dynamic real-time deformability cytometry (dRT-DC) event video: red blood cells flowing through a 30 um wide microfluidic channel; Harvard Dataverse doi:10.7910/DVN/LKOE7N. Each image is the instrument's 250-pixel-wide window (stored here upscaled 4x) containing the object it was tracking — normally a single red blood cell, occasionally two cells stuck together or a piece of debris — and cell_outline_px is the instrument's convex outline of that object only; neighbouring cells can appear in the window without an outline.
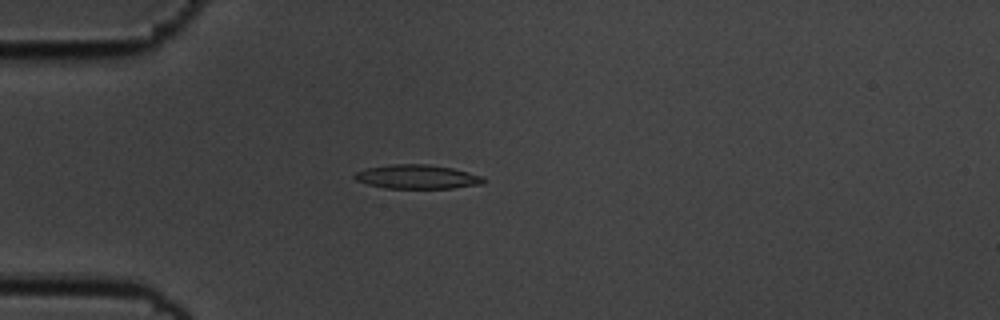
{"species": "common noctule bat (a hibernating species)", "species_latin": "Nyctalus noctula", "temperature_condition": "cold", "stored_images_in_passage": 56, "camera_frame_rate_fps": 3000, "um_per_image_px": 0.085, "animal": {"sex": "male", "body_mass_g": 19.5, "forearm_length_mm": 54.6}, "frame": {"image": 1, "passage_image": 16, "time_ms": 5.0, "image_size_px": [1000, 320], "cell_outline_px": [[488, 180], [484, 184], [452, 188], [384, 188], [368, 184], [356, 180], [352, 176], [356, 172], [364, 168], [392, 164], [428, 164], [452, 168], [484, 176]], "centroid_in_image_um": [35.49, 15.02], "position_along_channel_um": 49.5, "area_um2": 18.26}}
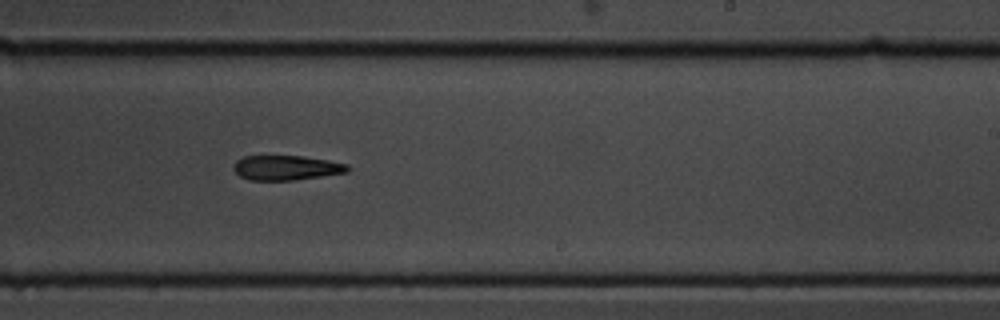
{"frame": {"image": 2, "passage_image": 35, "time_ms": 11.333, "image_size_px": [1000, 320], "cell_outline_px": [[352, 168], [348, 172], [296, 180], [248, 180], [240, 176], [232, 168], [236, 160], [244, 156], [304, 156], [328, 160], [348, 164]], "centroid_in_image_um": [24.36, 14.26], "position_along_channel_um": 264.6, "area_um2": 16.59}}
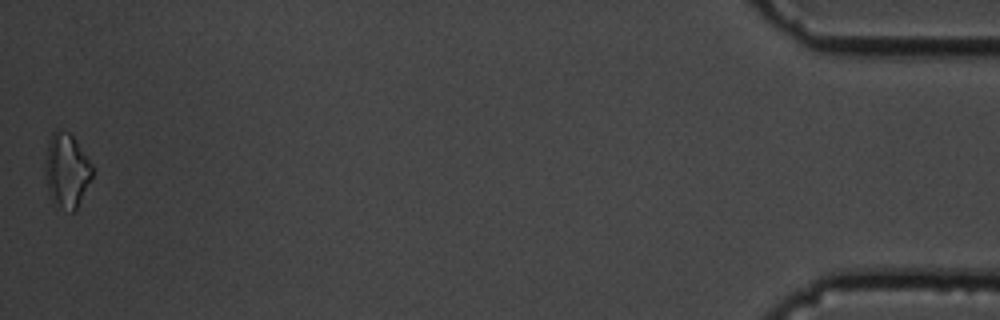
{"frame": {"image": 3, "passage_image": 56, "time_ms": 18.333, "image_size_px": [1000, 320], "cell_outline_px": [[92, 176], [76, 212], [72, 212], [52, 200], [48, 192], [44, 172], [44, 168], [48, 140], [52, 132], [56, 128], [68, 132], [72, 136], [92, 164]], "centroid_in_image_um": [5.65, 14.47], "position_along_channel_um": 429.6, "area_um2": 20.29}}